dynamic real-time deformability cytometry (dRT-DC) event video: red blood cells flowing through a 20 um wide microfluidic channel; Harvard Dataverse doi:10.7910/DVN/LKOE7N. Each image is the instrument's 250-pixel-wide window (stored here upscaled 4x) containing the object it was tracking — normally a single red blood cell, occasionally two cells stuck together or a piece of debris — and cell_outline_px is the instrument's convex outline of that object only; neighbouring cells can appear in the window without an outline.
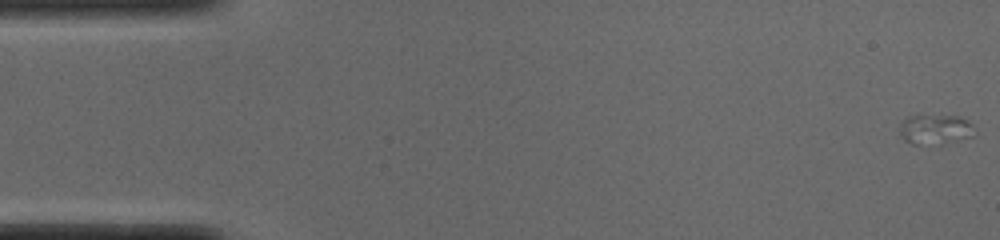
{"species": "common noctule bat (a hibernating species)", "species_latin": "Nyctalus noctula", "temperature_condition": "cold", "stored_images_in_passage": 52, "camera_frame_rate_fps": 3000, "um_per_image_px": 0.085, "animal": {"sex": "male", "body_mass_g": 19.0, "forearm_length_mm": 50.8}, "frame": {"image": 1, "passage_image": 1, "time_ms": 0.0, "image_size_px": [1000, 240], "cell_outline_px": [[976, 136], [916, 144], [912, 144], [904, 140], [900, 132], [900, 124], [908, 116], [956, 116], [968, 120], [972, 124], [976, 132]], "centroid_in_image_um": [79.5, 10.95], "position_along_channel_um": 5.5, "area_um2": 12.37}}
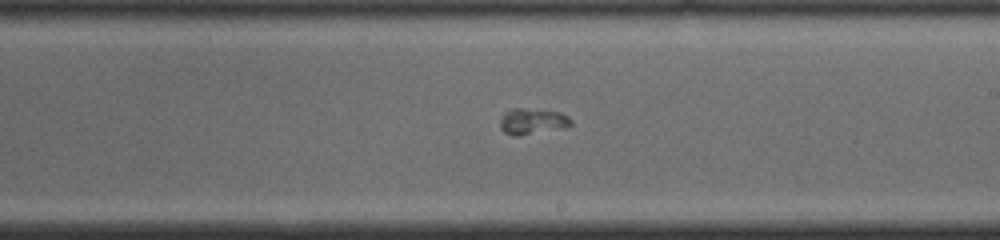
{"frame": {"image": 2, "passage_image": 30, "time_ms": 9.667, "image_size_px": [1000, 240], "cell_outline_px": [[572, 124], [520, 136], [512, 136], [504, 132], [500, 128], [500, 120], [504, 112], [512, 108], [524, 108], [560, 112], [568, 116], [572, 120]], "centroid_in_image_um": [45.18, 10.3], "position_along_channel_um": 243.8, "area_um2": 10.52}}
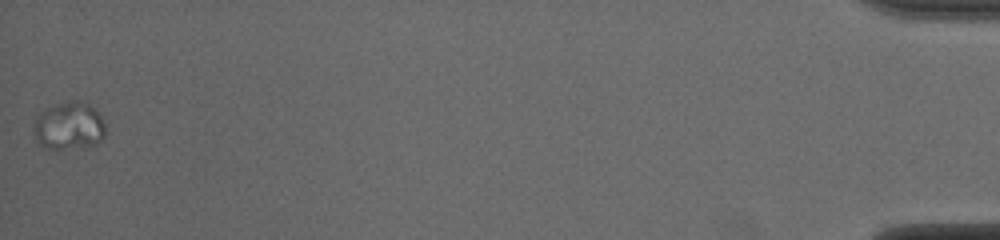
{"frame": {"image": 3, "passage_image": 52, "time_ms": 17.0, "image_size_px": [1000, 240], "cell_outline_px": [[104, 136], [96, 144], [88, 148], [44, 148], [36, 140], [32, 132], [32, 128], [36, 116], [40, 112], [56, 104], [76, 100], [88, 100], [100, 112], [104, 124]], "centroid_in_image_um": [5.88, 10.68], "position_along_channel_um": 429.3, "area_um2": 20.52}}